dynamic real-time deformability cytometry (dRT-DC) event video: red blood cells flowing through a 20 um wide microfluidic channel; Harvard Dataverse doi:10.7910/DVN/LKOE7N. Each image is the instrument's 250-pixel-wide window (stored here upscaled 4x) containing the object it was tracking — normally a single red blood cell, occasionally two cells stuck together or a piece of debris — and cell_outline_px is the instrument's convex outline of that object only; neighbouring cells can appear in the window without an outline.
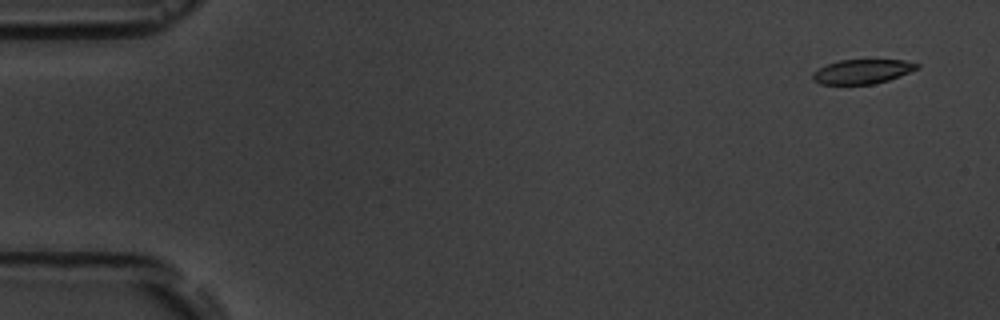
{"species": "common noctule bat (a hibernating species)", "species_latin": "Nyctalus noctula", "temperature_condition": "room temperature", "stored_images_in_passage": 8, "camera_frame_rate_fps": 3000, "um_per_image_px": 0.085, "animal": {"sex": "male", "body_mass_g": 19.5, "forearm_length_mm": 54.6}, "frame": {"image": 1, "passage_image": 1, "time_ms": 0.0, "image_size_px": [1000, 320], "cell_outline_px": [[920, 68], [888, 80], [872, 84], [820, 84], [812, 80], [812, 72], [828, 64], [840, 60], [904, 60], [920, 64]], "centroid_in_image_um": [73.29, 6.08], "position_along_channel_um": 11.7, "area_um2": 14.74}}
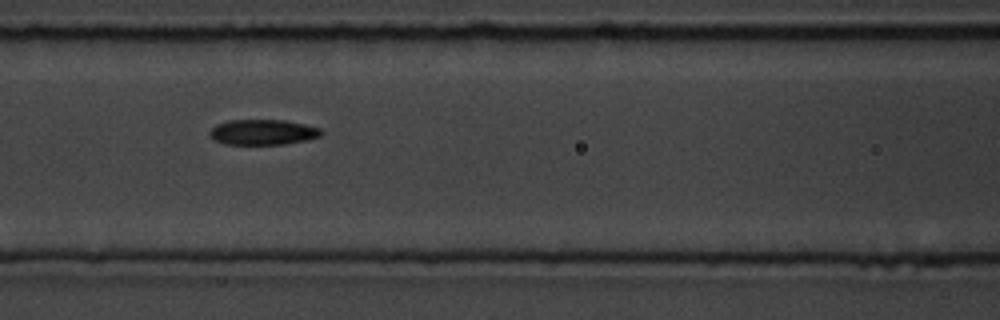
{"frame": {"image": 2, "passage_image": 7, "time_ms": 7.0, "image_size_px": [1000, 320], "cell_outline_px": [[324, 132], [320, 136], [304, 140], [284, 144], [224, 144], [216, 140], [208, 132], [216, 124], [228, 120], [284, 120], [304, 124], [320, 128]], "centroid_in_image_um": [22.34, 11.22], "position_along_channel_um": 144.3, "area_um2": 16.36}}
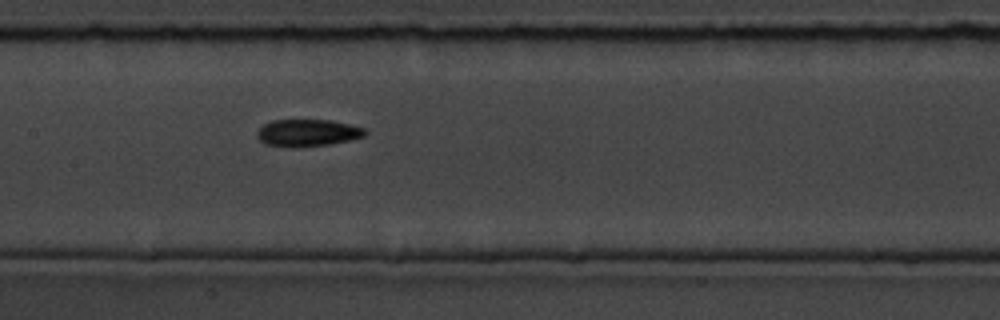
{"frame": {"image": 3, "passage_image": 8, "time_ms": 8.0, "image_size_px": [1000, 320], "cell_outline_px": [[368, 132], [364, 136], [348, 140], [328, 144], [264, 144], [256, 136], [256, 132], [264, 124], [272, 120], [332, 120], [364, 128]], "centroid_in_image_um": [26.17, 11.23], "position_along_channel_um": 181.2, "area_um2": 16.13}}